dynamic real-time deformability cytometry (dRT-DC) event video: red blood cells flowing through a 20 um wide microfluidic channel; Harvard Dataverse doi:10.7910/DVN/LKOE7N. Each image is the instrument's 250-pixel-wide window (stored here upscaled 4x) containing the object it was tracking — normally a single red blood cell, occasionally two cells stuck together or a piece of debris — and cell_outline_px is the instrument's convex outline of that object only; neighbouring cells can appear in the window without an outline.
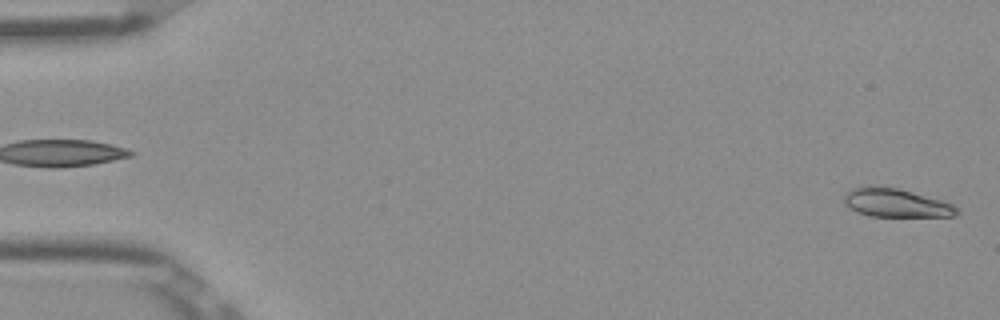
{"species": "Egyptian fruit bat (a non-hibernating species)", "species_latin": "Rousettus aegyptiacus", "temperature_condition": "room temperature", "stored_images_in_passage": 52, "camera_frame_rate_fps": 3000, "um_per_image_px": 0.085, "frame": {"image": 1, "passage_image": 1, "time_ms": 0.0, "image_size_px": [1000, 320], "cell_outline_px": [[960, 212], [956, 216], [868, 216], [848, 208], [844, 204], [844, 196], [852, 188], [864, 184], [868, 184], [896, 188], [912, 192], [940, 200], [952, 204], [960, 208]], "centroid_in_image_um": [76.12, 17.23], "position_along_channel_um": 8.9, "area_um2": 18.9}}
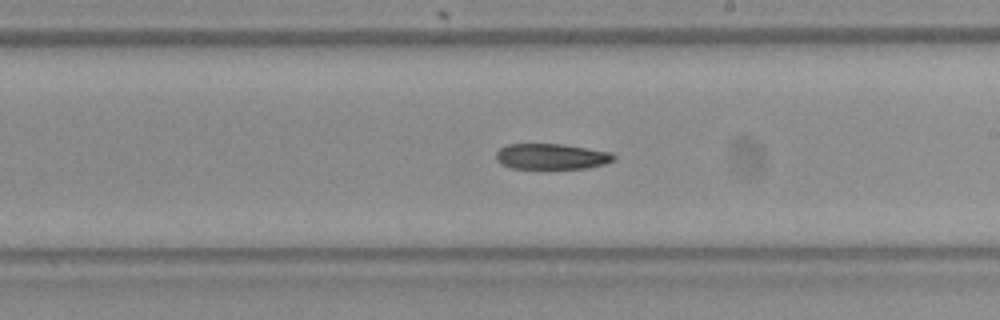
{"frame": {"image": 2, "passage_image": 30, "time_ms": 9.667, "image_size_px": [1000, 320], "cell_outline_px": [[616, 160], [604, 164], [588, 168], [512, 168], [500, 164], [496, 160], [496, 152], [500, 148], [508, 144], [564, 144], [612, 152], [616, 156]], "centroid_in_image_um": [46.9, 13.29], "position_along_channel_um": 242.1, "area_um2": 17.74}}
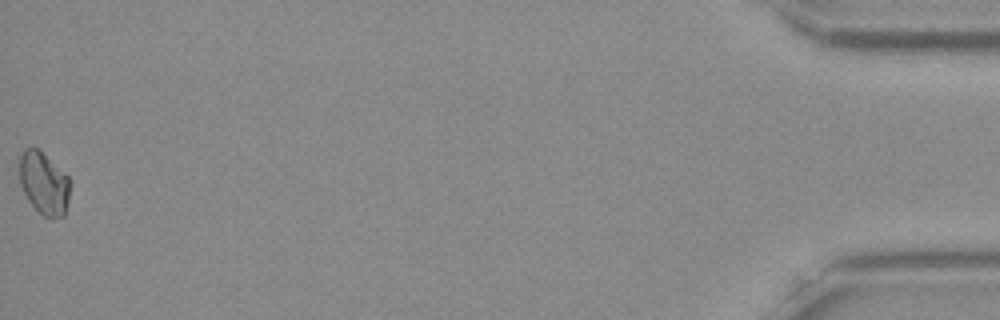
{"frame": {"image": 3, "passage_image": 52, "time_ms": 17.0, "image_size_px": [1000, 320], "cell_outline_px": [[68, 204], [64, 216], [44, 216], [28, 200], [20, 184], [20, 156], [24, 148], [36, 148], [68, 176]], "centroid_in_image_um": [3.71, 15.57], "position_along_channel_um": 431.5, "area_um2": 17.74}, "authors_computed_cell_mechanics": {"area_um2": 18.7561, "velocity_mm_per_s": 3.9023, "shape_relaxation_time_tau1_ms": 5.8929, "shape_relaxation_time_tau2_ms": null, "deformation_change_tau1": 0.1127, "deformation_change_tau2": null}}